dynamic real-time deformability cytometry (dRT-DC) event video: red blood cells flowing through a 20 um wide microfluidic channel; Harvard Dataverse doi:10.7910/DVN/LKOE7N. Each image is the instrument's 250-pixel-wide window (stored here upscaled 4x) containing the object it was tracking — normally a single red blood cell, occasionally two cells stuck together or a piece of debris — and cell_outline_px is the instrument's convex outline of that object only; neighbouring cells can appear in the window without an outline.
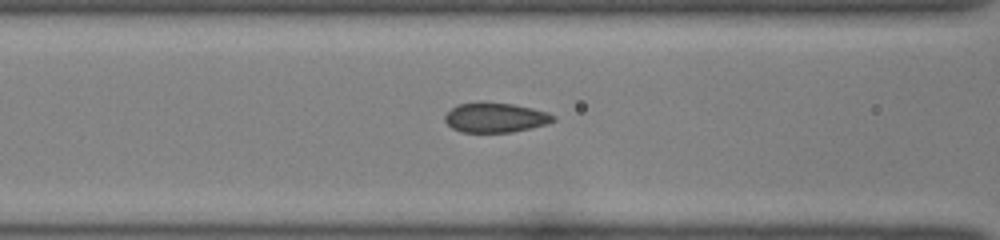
{"species": "common noctule bat (a hibernating species)", "species_latin": "Nyctalus noctula", "temperature_condition": "room temperature", "stored_images_in_passage": 17, "camera_frame_rate_fps": 3000, "um_per_image_px": 0.085, "animal": {"sex": "female", "body_mass_g": 22.0, "forearm_length_mm": 56.7}, "frame": {"image": 1, "passage_image": 15, "time_ms": 4.667, "image_size_px": [1000, 240], "cell_outline_px": [[556, 120], [548, 124], [512, 132], [460, 132], [452, 128], [444, 120], [444, 116], [456, 104], [512, 104], [532, 108], [548, 112], [556, 116]], "centroid_in_image_um": [42.14, 10.02], "position_along_channel_um": 124.5, "area_um2": 18.38}}